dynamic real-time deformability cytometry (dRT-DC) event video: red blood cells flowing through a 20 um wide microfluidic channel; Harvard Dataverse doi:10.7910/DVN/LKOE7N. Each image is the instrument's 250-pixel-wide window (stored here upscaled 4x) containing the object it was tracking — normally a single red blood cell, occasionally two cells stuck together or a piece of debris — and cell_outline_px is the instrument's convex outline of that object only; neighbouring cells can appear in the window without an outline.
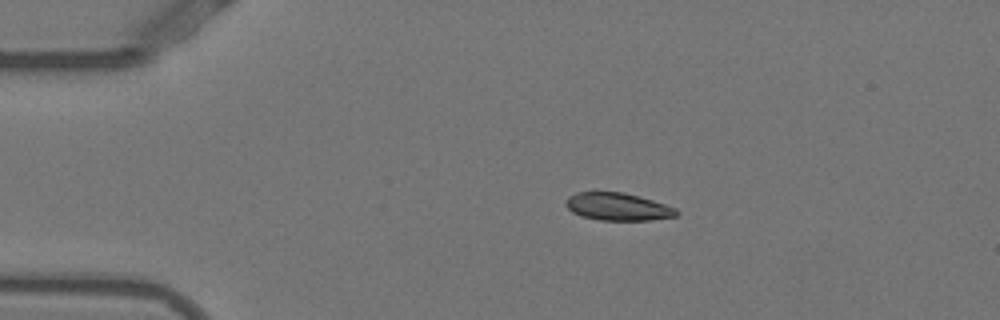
{"species": "Egyptian fruit bat (a non-hibernating species)", "species_latin": "Rousettus aegyptiacus", "temperature_condition": "warm", "stored_images_in_passage": 36, "camera_frame_rate_fps": 3000, "um_per_image_px": 0.085, "animal": {"sex": "female"}, "frame": {"image": 1, "passage_image": 1, "time_ms": 0.0, "image_size_px": [1000, 320], "cell_outline_px": [[680, 212], [676, 216], [652, 220], [600, 220], [580, 216], [572, 212], [564, 204], [568, 196], [576, 192], [624, 192], [652, 200], [676, 208]], "centroid_in_image_um": [52.5, 17.57], "position_along_channel_um": 32.5, "area_um2": 17.86}}
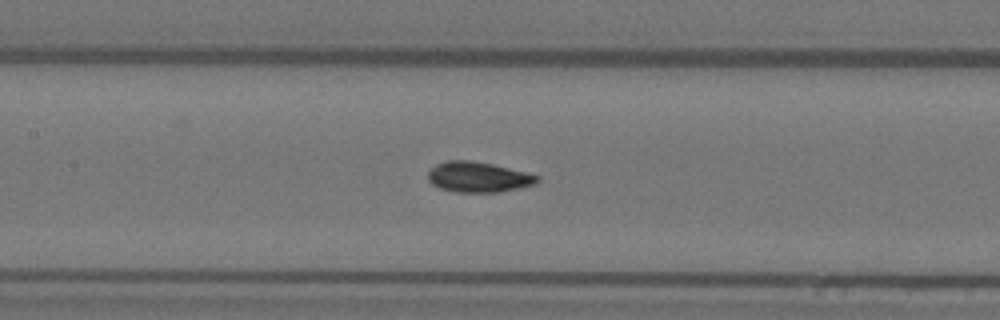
{"frame": {"image": 2, "passage_image": 15, "time_ms": 4.667, "image_size_px": [1000, 320], "cell_outline_px": [[540, 180], [536, 184], [500, 192], [456, 192], [440, 188], [432, 184], [428, 180], [428, 172], [436, 164], [448, 160], [472, 160], [492, 164], [528, 172], [540, 176]], "centroid_in_image_um": [40.68, 15.04], "position_along_channel_um": 166.7, "area_um2": 19.48}}
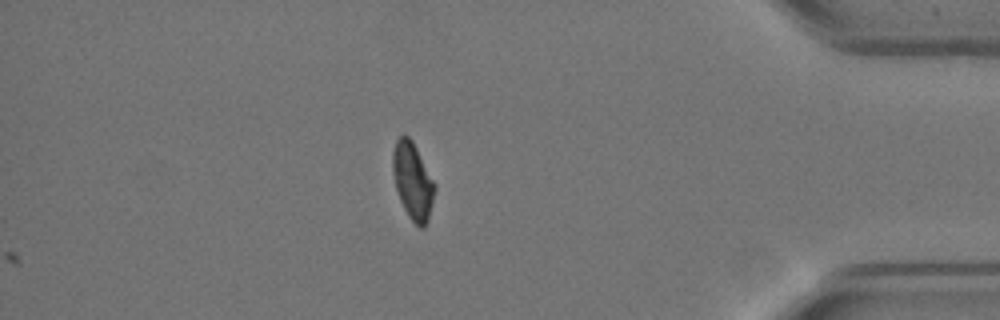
{"frame": {"image": 3, "passage_image": 36, "time_ms": 11.667, "image_size_px": [1000, 320], "cell_outline_px": [[436, 188], [428, 220], [424, 228], [420, 228], [408, 216], [400, 200], [396, 188], [392, 172], [392, 152], [396, 140], [404, 132], [412, 140], [436, 184]], "centroid_in_image_um": [35.08, 15.36], "position_along_channel_um": 400.1, "area_um2": 18.9}, "authors_computed_cell_mechanics": {"area_um2": 18.9006, "velocity_mm_per_s": 3.8696, "shape_relaxation_time_tau1_ms": 5.0452, "shape_relaxation_time_tau2_ms": 1.1203, "deformation_change_tau1": 0.1794, "deformation_change_tau2": 0.0544}}